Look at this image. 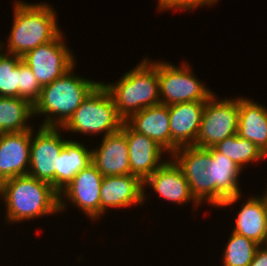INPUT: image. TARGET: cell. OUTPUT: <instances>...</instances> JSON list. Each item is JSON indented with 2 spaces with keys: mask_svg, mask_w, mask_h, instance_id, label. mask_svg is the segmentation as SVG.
<instances>
[{
  "mask_svg": "<svg viewBox=\"0 0 267 266\" xmlns=\"http://www.w3.org/2000/svg\"><path fill=\"white\" fill-rule=\"evenodd\" d=\"M0 198L6 207L7 223L60 213L59 192L51 184L28 174L2 182Z\"/></svg>",
  "mask_w": 267,
  "mask_h": 266,
  "instance_id": "cell-1",
  "label": "cell"
},
{
  "mask_svg": "<svg viewBox=\"0 0 267 266\" xmlns=\"http://www.w3.org/2000/svg\"><path fill=\"white\" fill-rule=\"evenodd\" d=\"M15 1L8 43L0 40V48L7 53L23 57L39 45L54 40L62 31L58 26L57 12L51 5ZM4 45H7V49Z\"/></svg>",
  "mask_w": 267,
  "mask_h": 266,
  "instance_id": "cell-2",
  "label": "cell"
},
{
  "mask_svg": "<svg viewBox=\"0 0 267 266\" xmlns=\"http://www.w3.org/2000/svg\"><path fill=\"white\" fill-rule=\"evenodd\" d=\"M75 65L52 83L42 86L33 103L34 117L45 115L43 127H62L100 83L74 75Z\"/></svg>",
  "mask_w": 267,
  "mask_h": 266,
  "instance_id": "cell-3",
  "label": "cell"
},
{
  "mask_svg": "<svg viewBox=\"0 0 267 266\" xmlns=\"http://www.w3.org/2000/svg\"><path fill=\"white\" fill-rule=\"evenodd\" d=\"M143 58L115 83H102L111 95L119 116L128 120L143 108L160 104L158 61Z\"/></svg>",
  "mask_w": 267,
  "mask_h": 266,
  "instance_id": "cell-4",
  "label": "cell"
},
{
  "mask_svg": "<svg viewBox=\"0 0 267 266\" xmlns=\"http://www.w3.org/2000/svg\"><path fill=\"white\" fill-rule=\"evenodd\" d=\"M124 122L111 95L100 82L61 128L73 134L76 132L96 136L104 133L105 137L121 130Z\"/></svg>",
  "mask_w": 267,
  "mask_h": 266,
  "instance_id": "cell-5",
  "label": "cell"
},
{
  "mask_svg": "<svg viewBox=\"0 0 267 266\" xmlns=\"http://www.w3.org/2000/svg\"><path fill=\"white\" fill-rule=\"evenodd\" d=\"M176 66L167 61H158L160 104L170 106L184 102L207 101L214 94L196 78L187 62Z\"/></svg>",
  "mask_w": 267,
  "mask_h": 266,
  "instance_id": "cell-6",
  "label": "cell"
},
{
  "mask_svg": "<svg viewBox=\"0 0 267 266\" xmlns=\"http://www.w3.org/2000/svg\"><path fill=\"white\" fill-rule=\"evenodd\" d=\"M214 93L205 103L196 147L215 146L238 133L239 97L218 100Z\"/></svg>",
  "mask_w": 267,
  "mask_h": 266,
  "instance_id": "cell-7",
  "label": "cell"
},
{
  "mask_svg": "<svg viewBox=\"0 0 267 266\" xmlns=\"http://www.w3.org/2000/svg\"><path fill=\"white\" fill-rule=\"evenodd\" d=\"M170 158L182 170L192 196L202 205L213 206V156L207 148L179 147Z\"/></svg>",
  "mask_w": 267,
  "mask_h": 266,
  "instance_id": "cell-8",
  "label": "cell"
},
{
  "mask_svg": "<svg viewBox=\"0 0 267 266\" xmlns=\"http://www.w3.org/2000/svg\"><path fill=\"white\" fill-rule=\"evenodd\" d=\"M33 130L28 175L51 184L58 191V159L66 141L62 129L40 126L36 132Z\"/></svg>",
  "mask_w": 267,
  "mask_h": 266,
  "instance_id": "cell-9",
  "label": "cell"
},
{
  "mask_svg": "<svg viewBox=\"0 0 267 266\" xmlns=\"http://www.w3.org/2000/svg\"><path fill=\"white\" fill-rule=\"evenodd\" d=\"M64 40L61 32L54 40L39 45L22 57L41 86L52 83L76 65L74 54Z\"/></svg>",
  "mask_w": 267,
  "mask_h": 266,
  "instance_id": "cell-10",
  "label": "cell"
},
{
  "mask_svg": "<svg viewBox=\"0 0 267 266\" xmlns=\"http://www.w3.org/2000/svg\"><path fill=\"white\" fill-rule=\"evenodd\" d=\"M103 175L91 163L59 192L60 212L66 211L65 199L93 221L100 218V189Z\"/></svg>",
  "mask_w": 267,
  "mask_h": 266,
  "instance_id": "cell-11",
  "label": "cell"
},
{
  "mask_svg": "<svg viewBox=\"0 0 267 266\" xmlns=\"http://www.w3.org/2000/svg\"><path fill=\"white\" fill-rule=\"evenodd\" d=\"M121 131L126 135L128 143L131 174L144 182L167 161H162V155L166 151L153 139L134 131L126 122Z\"/></svg>",
  "mask_w": 267,
  "mask_h": 266,
  "instance_id": "cell-12",
  "label": "cell"
},
{
  "mask_svg": "<svg viewBox=\"0 0 267 266\" xmlns=\"http://www.w3.org/2000/svg\"><path fill=\"white\" fill-rule=\"evenodd\" d=\"M31 138L32 129L0 133V184L28 174Z\"/></svg>",
  "mask_w": 267,
  "mask_h": 266,
  "instance_id": "cell-13",
  "label": "cell"
},
{
  "mask_svg": "<svg viewBox=\"0 0 267 266\" xmlns=\"http://www.w3.org/2000/svg\"><path fill=\"white\" fill-rule=\"evenodd\" d=\"M144 201H146V186L152 188L165 201H170L179 205L193 202L195 209L200 204L192 196L189 183L187 182L182 170L172 160H167L144 182Z\"/></svg>",
  "mask_w": 267,
  "mask_h": 266,
  "instance_id": "cell-14",
  "label": "cell"
},
{
  "mask_svg": "<svg viewBox=\"0 0 267 266\" xmlns=\"http://www.w3.org/2000/svg\"><path fill=\"white\" fill-rule=\"evenodd\" d=\"M144 203L143 181L136 175L103 177L100 189V216L110 208H128Z\"/></svg>",
  "mask_w": 267,
  "mask_h": 266,
  "instance_id": "cell-15",
  "label": "cell"
},
{
  "mask_svg": "<svg viewBox=\"0 0 267 266\" xmlns=\"http://www.w3.org/2000/svg\"><path fill=\"white\" fill-rule=\"evenodd\" d=\"M206 101L184 102L169 106L171 155L182 146L196 144Z\"/></svg>",
  "mask_w": 267,
  "mask_h": 266,
  "instance_id": "cell-16",
  "label": "cell"
},
{
  "mask_svg": "<svg viewBox=\"0 0 267 266\" xmlns=\"http://www.w3.org/2000/svg\"><path fill=\"white\" fill-rule=\"evenodd\" d=\"M101 141L99 147L91 150V159L103 177L131 174L126 135L119 130Z\"/></svg>",
  "mask_w": 267,
  "mask_h": 266,
  "instance_id": "cell-17",
  "label": "cell"
},
{
  "mask_svg": "<svg viewBox=\"0 0 267 266\" xmlns=\"http://www.w3.org/2000/svg\"><path fill=\"white\" fill-rule=\"evenodd\" d=\"M207 149L213 156V207L232 206L242 198L238 184L242 169L214 147Z\"/></svg>",
  "mask_w": 267,
  "mask_h": 266,
  "instance_id": "cell-18",
  "label": "cell"
},
{
  "mask_svg": "<svg viewBox=\"0 0 267 266\" xmlns=\"http://www.w3.org/2000/svg\"><path fill=\"white\" fill-rule=\"evenodd\" d=\"M125 122L137 133L153 139L171 156L169 106L158 104L143 108Z\"/></svg>",
  "mask_w": 267,
  "mask_h": 266,
  "instance_id": "cell-19",
  "label": "cell"
},
{
  "mask_svg": "<svg viewBox=\"0 0 267 266\" xmlns=\"http://www.w3.org/2000/svg\"><path fill=\"white\" fill-rule=\"evenodd\" d=\"M264 192L241 205L232 230L259 245H267V188Z\"/></svg>",
  "mask_w": 267,
  "mask_h": 266,
  "instance_id": "cell-20",
  "label": "cell"
},
{
  "mask_svg": "<svg viewBox=\"0 0 267 266\" xmlns=\"http://www.w3.org/2000/svg\"><path fill=\"white\" fill-rule=\"evenodd\" d=\"M237 134L267 156V107L247 97H239Z\"/></svg>",
  "mask_w": 267,
  "mask_h": 266,
  "instance_id": "cell-21",
  "label": "cell"
},
{
  "mask_svg": "<svg viewBox=\"0 0 267 266\" xmlns=\"http://www.w3.org/2000/svg\"><path fill=\"white\" fill-rule=\"evenodd\" d=\"M79 141L67 139L58 159V192L73 178L92 163L91 149Z\"/></svg>",
  "mask_w": 267,
  "mask_h": 266,
  "instance_id": "cell-22",
  "label": "cell"
},
{
  "mask_svg": "<svg viewBox=\"0 0 267 266\" xmlns=\"http://www.w3.org/2000/svg\"><path fill=\"white\" fill-rule=\"evenodd\" d=\"M34 116L33 103L22 97H0V133L34 129L28 119Z\"/></svg>",
  "mask_w": 267,
  "mask_h": 266,
  "instance_id": "cell-23",
  "label": "cell"
},
{
  "mask_svg": "<svg viewBox=\"0 0 267 266\" xmlns=\"http://www.w3.org/2000/svg\"><path fill=\"white\" fill-rule=\"evenodd\" d=\"M218 152L231 159L238 167L245 169V165L260 161L267 156L251 141L235 134L213 146ZM244 167V168H243Z\"/></svg>",
  "mask_w": 267,
  "mask_h": 266,
  "instance_id": "cell-24",
  "label": "cell"
},
{
  "mask_svg": "<svg viewBox=\"0 0 267 266\" xmlns=\"http://www.w3.org/2000/svg\"><path fill=\"white\" fill-rule=\"evenodd\" d=\"M259 246L255 241L231 232L222 255L223 266H249Z\"/></svg>",
  "mask_w": 267,
  "mask_h": 266,
  "instance_id": "cell-25",
  "label": "cell"
},
{
  "mask_svg": "<svg viewBox=\"0 0 267 266\" xmlns=\"http://www.w3.org/2000/svg\"><path fill=\"white\" fill-rule=\"evenodd\" d=\"M0 48V97H19L21 56L3 53Z\"/></svg>",
  "mask_w": 267,
  "mask_h": 266,
  "instance_id": "cell-26",
  "label": "cell"
},
{
  "mask_svg": "<svg viewBox=\"0 0 267 266\" xmlns=\"http://www.w3.org/2000/svg\"><path fill=\"white\" fill-rule=\"evenodd\" d=\"M42 86L32 73L31 68L22 60L20 61L19 97L34 103L40 96Z\"/></svg>",
  "mask_w": 267,
  "mask_h": 266,
  "instance_id": "cell-27",
  "label": "cell"
},
{
  "mask_svg": "<svg viewBox=\"0 0 267 266\" xmlns=\"http://www.w3.org/2000/svg\"><path fill=\"white\" fill-rule=\"evenodd\" d=\"M219 0H158V11L167 10H183L186 12L192 11L197 7L213 6Z\"/></svg>",
  "mask_w": 267,
  "mask_h": 266,
  "instance_id": "cell-28",
  "label": "cell"
},
{
  "mask_svg": "<svg viewBox=\"0 0 267 266\" xmlns=\"http://www.w3.org/2000/svg\"><path fill=\"white\" fill-rule=\"evenodd\" d=\"M249 266H267V245H260Z\"/></svg>",
  "mask_w": 267,
  "mask_h": 266,
  "instance_id": "cell-29",
  "label": "cell"
}]
</instances>
